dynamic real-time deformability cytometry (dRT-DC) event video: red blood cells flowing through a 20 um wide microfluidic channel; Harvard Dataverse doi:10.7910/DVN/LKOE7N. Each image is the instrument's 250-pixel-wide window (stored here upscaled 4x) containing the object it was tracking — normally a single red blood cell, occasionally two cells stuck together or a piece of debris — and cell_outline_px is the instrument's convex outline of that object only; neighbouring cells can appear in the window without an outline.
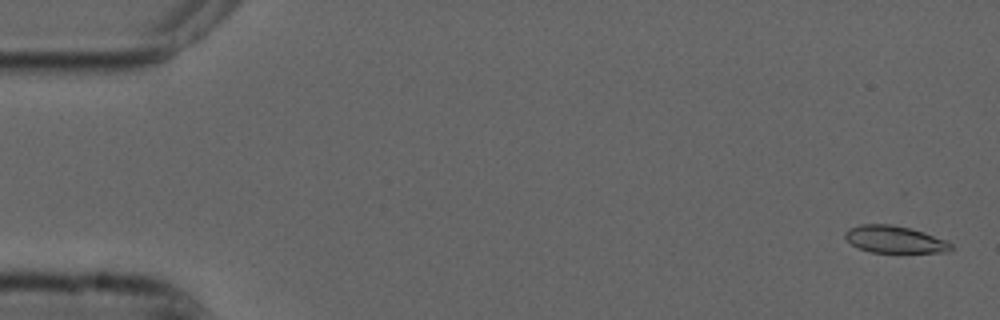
{"species": "common noctule bat (a hibernating species)", "species_latin": "Nyctalus noctula", "temperature_condition": "cold", "stored_images_in_passage": 9, "camera_frame_rate_fps": 3000, "um_per_image_px": 0.085, "animal": {"sex": "male", "forearm_length_mm": 52.5}, "frame": {"image": 1, "passage_image": 2, "time_ms": 0.333, "image_size_px": [1000, 320], "cell_outline_px": [[952, 248], [948, 252], [872, 252], [860, 248], [852, 244], [844, 236], [844, 232], [848, 228], [860, 224], [892, 224], [924, 232], [948, 240], [952, 244]], "centroid_in_image_um": [76.06, 20.34], "position_along_channel_um": 8.9, "area_um2": 16.7}}